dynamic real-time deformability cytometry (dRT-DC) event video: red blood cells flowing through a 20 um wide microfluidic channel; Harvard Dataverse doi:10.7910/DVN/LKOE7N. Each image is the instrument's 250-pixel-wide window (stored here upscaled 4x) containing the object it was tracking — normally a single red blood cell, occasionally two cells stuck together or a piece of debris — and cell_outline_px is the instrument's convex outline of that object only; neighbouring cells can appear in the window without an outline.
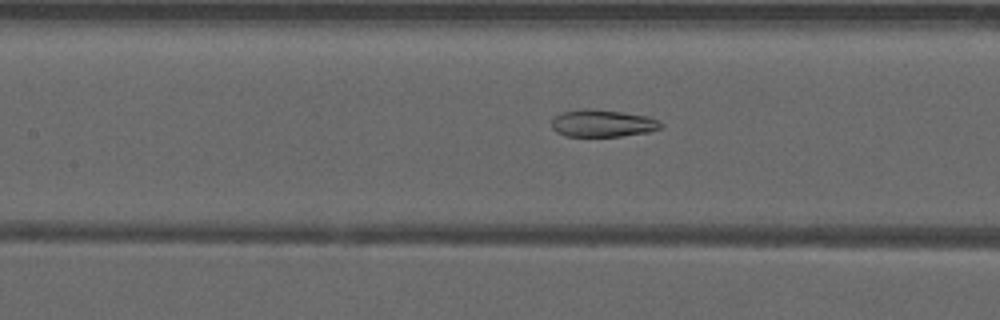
{"species": "common noctule bat (a hibernating species)", "species_latin": "Nyctalus noctula", "temperature_condition": "warm", "stored_images_in_passage": 53, "camera_frame_rate_fps": 3000, "um_per_image_px": 0.085, "animal": {"sex": "male", "forearm_length_mm": 52.5}, "frame": {"image": 1, "passage_image": 25, "time_ms": 8.0, "image_size_px": [1000, 320], "cell_outline_px": [[664, 124], [660, 128], [652, 132], [620, 136], [564, 136], [556, 132], [552, 128], [552, 120], [560, 112], [584, 108], [588, 108], [620, 112], [648, 116]], "centroid_in_image_um": [51.21, 10.48], "position_along_channel_um": 156.2, "area_um2": 17.4}}
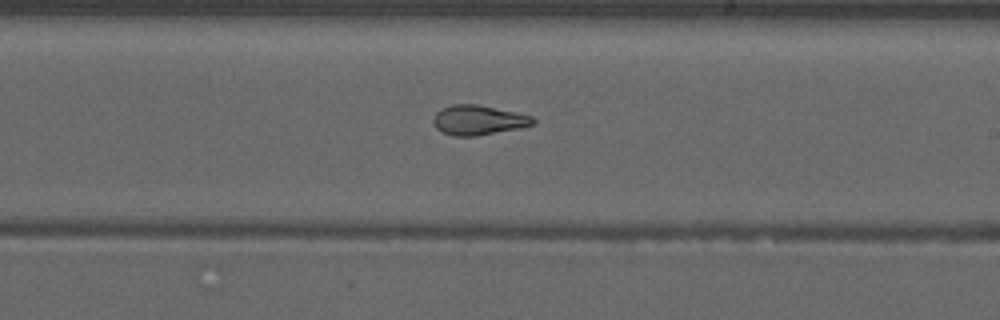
{"frame": {"image": 2, "passage_image": 32, "time_ms": 10.333, "image_size_px": [1000, 320], "cell_outline_px": [[536, 124], [520, 128], [476, 136], [452, 136], [440, 132], [436, 128], [432, 120], [436, 112], [440, 108], [452, 104], [476, 104], [532, 116], [536, 120]], "centroid_in_image_um": [40.63, 10.22], "position_along_channel_um": 248.4, "area_um2": 17.4}}
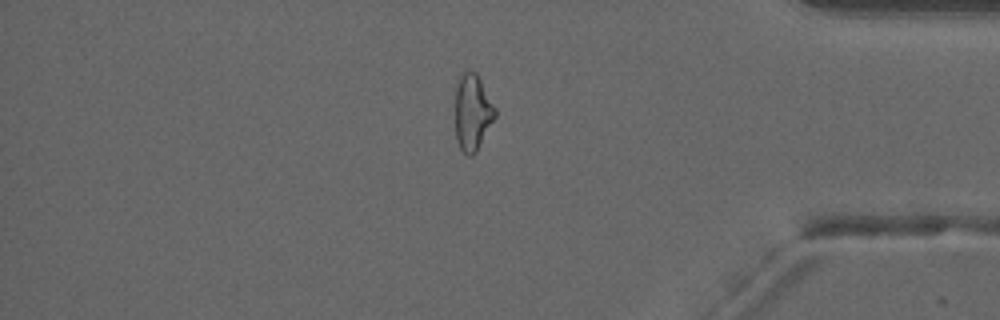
{"frame": {"image": 3, "passage_image": 45, "time_ms": 14.667, "image_size_px": [1000, 320], "cell_outline_px": [[496, 116], [476, 152], [472, 156], [468, 156], [460, 148], [456, 140], [456, 80], [464, 68], [476, 72], [496, 108]], "centroid_in_image_um": [40.15, 9.5], "position_along_channel_um": 395.0, "area_um2": 17.92}, "authors_computed_cell_mechanics": {"area_um2": 20.2878, "velocity_mm_per_s": 3.9608, "shape_relaxation_time_tau1_ms": null, "shape_relaxation_time_tau2_ms": 2.0117, "deformation_change_tau1": null, "deformation_change_tau2": 0.1009}}